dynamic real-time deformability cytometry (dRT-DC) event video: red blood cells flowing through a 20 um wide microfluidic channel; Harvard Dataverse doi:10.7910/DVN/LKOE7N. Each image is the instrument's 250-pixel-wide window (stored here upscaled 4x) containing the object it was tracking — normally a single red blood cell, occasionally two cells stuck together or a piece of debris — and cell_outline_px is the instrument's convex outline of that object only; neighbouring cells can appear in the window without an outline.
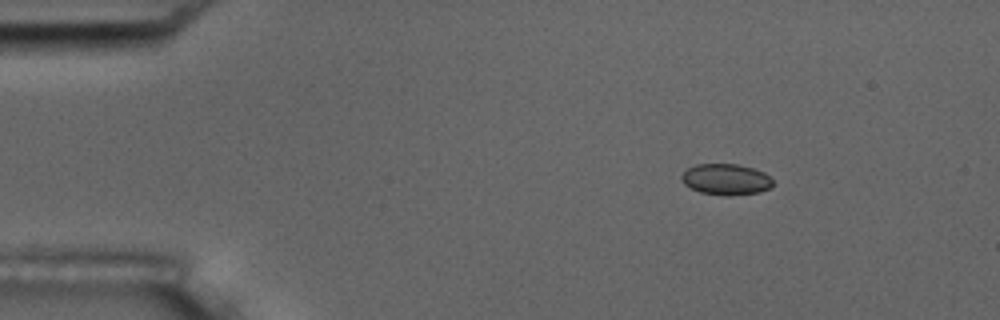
{"species": "common noctule bat (a hibernating species)", "species_latin": "Nyctalus noctula", "temperature_condition": "room temperature", "stored_images_in_passage": 9, "camera_frame_rate_fps": 3000, "um_per_image_px": 0.085, "animal": {"sex": "male", "body_mass_g": 17.5, "forearm_length_mm": 52.3}, "frame": {"image": 1, "passage_image": 2, "time_ms": 1.0, "image_size_px": [1000, 320], "cell_outline_px": [[772, 184], [768, 188], [760, 192], [728, 196], [700, 192], [684, 184], [680, 180], [680, 176], [688, 168], [696, 164], [736, 164], [752, 168], [764, 172], [772, 180]], "centroid_in_image_um": [61.67, 15.24], "position_along_channel_um": 23.3, "area_um2": 16.42}}
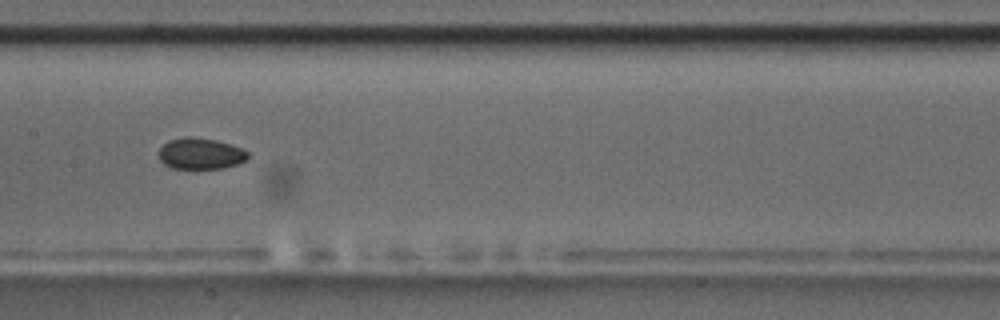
{"frame": {"image": 2, "passage_image": 8, "time_ms": 7.667, "image_size_px": [1000, 320], "cell_outline_px": [[248, 160], [224, 168], [172, 168], [164, 164], [160, 160], [160, 148], [168, 140], [184, 136], [192, 136], [216, 140], [244, 148], [248, 152]], "centroid_in_image_um": [17.07, 13.04], "position_along_channel_um": 190.3, "area_um2": 16.3}}